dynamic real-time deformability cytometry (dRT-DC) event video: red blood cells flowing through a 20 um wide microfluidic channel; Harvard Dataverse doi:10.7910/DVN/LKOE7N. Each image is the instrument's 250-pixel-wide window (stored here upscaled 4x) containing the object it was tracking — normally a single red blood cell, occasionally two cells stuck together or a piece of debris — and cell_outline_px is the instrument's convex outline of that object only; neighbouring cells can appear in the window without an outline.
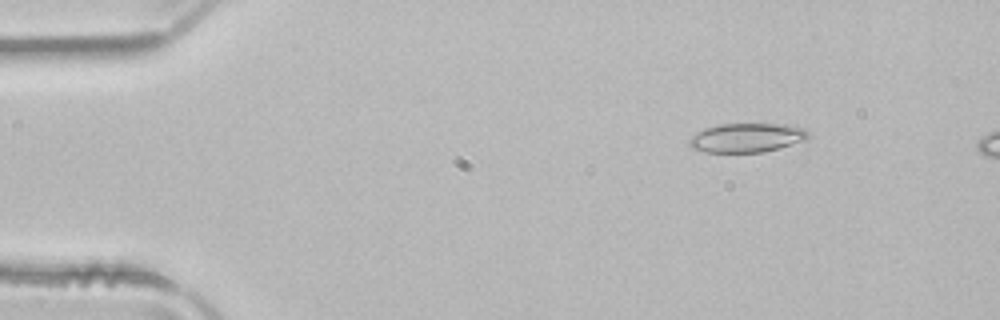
{"species": "common noctule bat (a hibernating species)", "species_latin": "Nyctalus noctula", "temperature_condition": "room temperature", "stored_images_in_passage": 50, "camera_frame_rate_fps": 3000, "um_per_image_px": 0.085, "animal": {"sex": "male", "body_mass_g": 21.5, "forearm_length_mm": 52.0}, "frame": {"image": 1, "passage_image": 7, "time_ms": 2.0, "image_size_px": [1000, 320], "cell_outline_px": [[808, 140], [764, 152], [704, 152], [692, 148], [688, 144], [688, 140], [696, 132], [704, 128], [720, 124], [788, 124], [804, 128], [808, 132]], "centroid_in_image_um": [63.48, 11.7], "position_along_channel_um": 21.5, "area_um2": 20.35}}
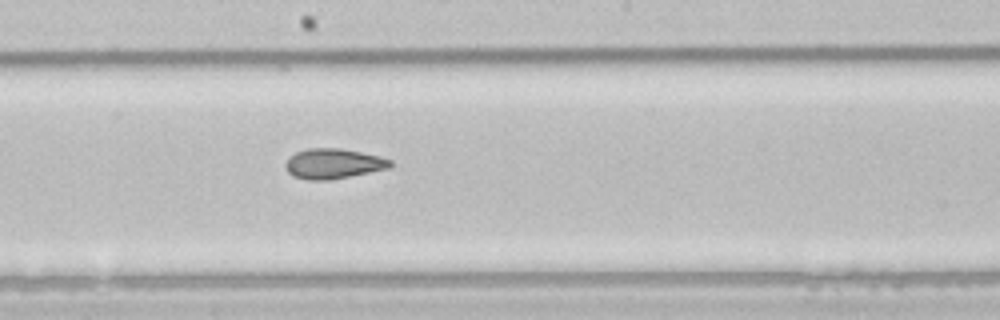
{"frame": {"image": 2, "passage_image": 28, "time_ms": 9.0, "image_size_px": [1000, 320], "cell_outline_px": [[392, 164], [388, 168], [328, 180], [308, 180], [292, 176], [284, 168], [284, 164], [296, 152], [308, 148], [340, 148], [380, 156], [392, 160]], "centroid_in_image_um": [28.3, 13.91], "position_along_channel_um": 219.9, "area_um2": 18.21}}
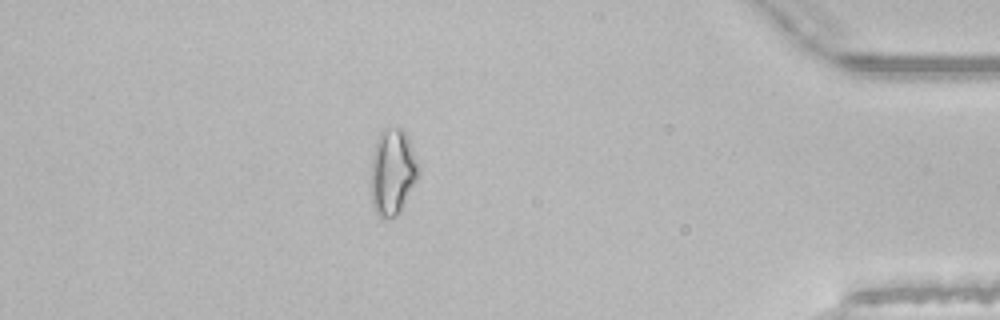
{"frame": {"image": 3, "passage_image": 45, "time_ms": 14.667, "image_size_px": [1000, 320], "cell_outline_px": [[420, 172], [400, 212], [396, 216], [380, 216], [372, 208], [372, 152], [376, 140], [380, 132], [384, 128], [404, 128], [408, 136], [420, 168]], "centroid_in_image_um": [33.38, 14.56], "position_along_channel_um": 401.8, "area_um2": 23.76}, "authors_computed_cell_mechanics": {"area_um2": 19.5075, "velocity_mm_per_s": 3.9785, "shape_relaxation_time_tau1_ms": null, "shape_relaxation_time_tau2_ms": 2.4819, "deformation_change_tau1": null, "deformation_change_tau2": 0.0911}}